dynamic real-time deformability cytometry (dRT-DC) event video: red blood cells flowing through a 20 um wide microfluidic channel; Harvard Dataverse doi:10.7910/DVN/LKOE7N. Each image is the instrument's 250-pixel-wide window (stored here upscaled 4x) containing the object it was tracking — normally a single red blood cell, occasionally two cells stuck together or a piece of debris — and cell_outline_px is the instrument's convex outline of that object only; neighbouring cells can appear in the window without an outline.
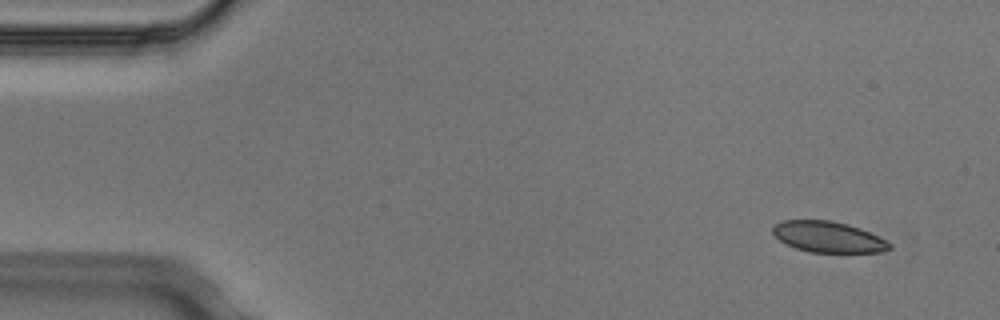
{"species": "Egyptian fruit bat (a non-hibernating species)", "species_latin": "Rousettus aegyptiacus", "temperature_condition": "cold", "stored_images_in_passage": 5, "camera_frame_rate_fps": 3000, "um_per_image_px": 0.085, "animal": {"sex": "male"}, "frame": {"image": 1, "passage_image": 1, "time_ms": 0.0, "image_size_px": [1000, 320], "cell_outline_px": [[892, 248], [880, 252], [808, 252], [784, 244], [772, 232], [772, 228], [776, 224], [784, 220], [832, 220], [848, 224], [860, 228], [880, 236], [892, 244]], "centroid_in_image_um": [70.42, 20.14], "position_along_channel_um": 14.6, "area_um2": 21.15}}
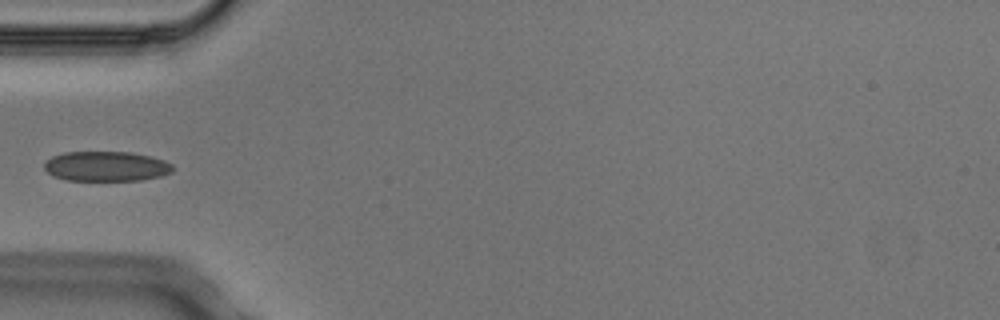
{"frame": {"image": 2, "passage_image": 4, "time_ms": 1.0, "image_size_px": [1000, 320], "cell_outline_px": [[172, 172], [160, 176], [140, 180], [68, 180], [52, 176], [44, 168], [44, 164], [52, 156], [64, 152], [132, 152], [152, 156], [164, 160], [172, 164]], "centroid_in_image_um": [9.03, 14.13], "position_along_channel_um": 76.0, "area_um2": 22.37}}
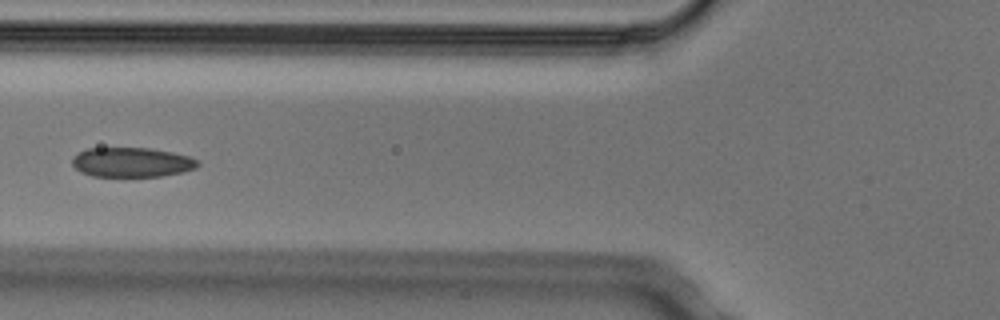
{"frame": {"image": 3, "passage_image": 5, "time_ms": 1.333, "image_size_px": [1000, 320], "cell_outline_px": [[200, 164], [196, 168], [180, 172], [160, 176], [92, 176], [80, 172], [72, 164], [72, 156], [76, 152], [88, 148], [148, 148], [172, 152], [188, 156], [196, 160]], "centroid_in_image_um": [11.14, 13.78], "position_along_channel_um": 114.7, "area_um2": 21.62}}